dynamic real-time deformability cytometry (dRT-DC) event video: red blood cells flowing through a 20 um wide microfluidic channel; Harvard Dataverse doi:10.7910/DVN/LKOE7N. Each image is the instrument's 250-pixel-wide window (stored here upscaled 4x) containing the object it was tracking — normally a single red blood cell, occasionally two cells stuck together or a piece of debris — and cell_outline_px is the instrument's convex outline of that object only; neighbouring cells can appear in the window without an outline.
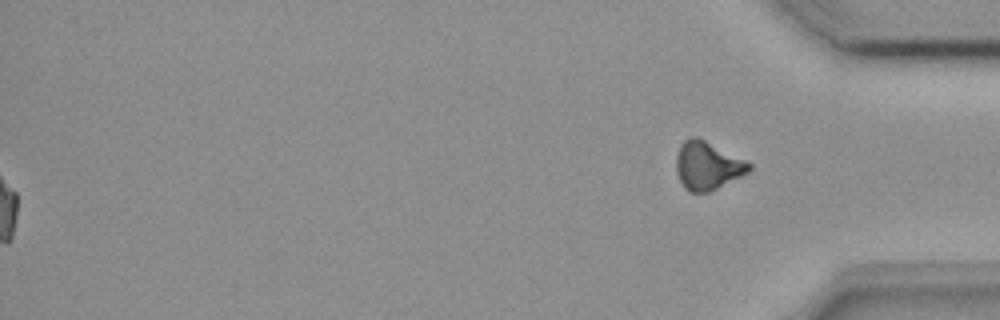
{"species": "common noctule bat (a hibernating species)", "species_latin": "Nyctalus noctula", "temperature_condition": "room temperature", "stored_images_in_passage": 53, "segment_of_instrument_passage": [2, 2], "camera_frame_rate_fps": 3000, "um_per_image_px": 0.085, "animal": {"sex": "female", "body_mass_g": 18.4}, "frame": {"image": 1, "passage_image": 53, "time_ms": 17.333, "image_size_px": [1000, 320], "cell_outline_px": [[752, 168], [748, 172], [708, 192], [688, 192], [684, 188], [676, 172], [676, 156], [680, 144], [684, 140], [692, 136], [696, 136], [752, 164]], "centroid_in_image_um": [60.09, 14.08], "position_along_channel_um": 375.1, "area_um2": 20.11}}